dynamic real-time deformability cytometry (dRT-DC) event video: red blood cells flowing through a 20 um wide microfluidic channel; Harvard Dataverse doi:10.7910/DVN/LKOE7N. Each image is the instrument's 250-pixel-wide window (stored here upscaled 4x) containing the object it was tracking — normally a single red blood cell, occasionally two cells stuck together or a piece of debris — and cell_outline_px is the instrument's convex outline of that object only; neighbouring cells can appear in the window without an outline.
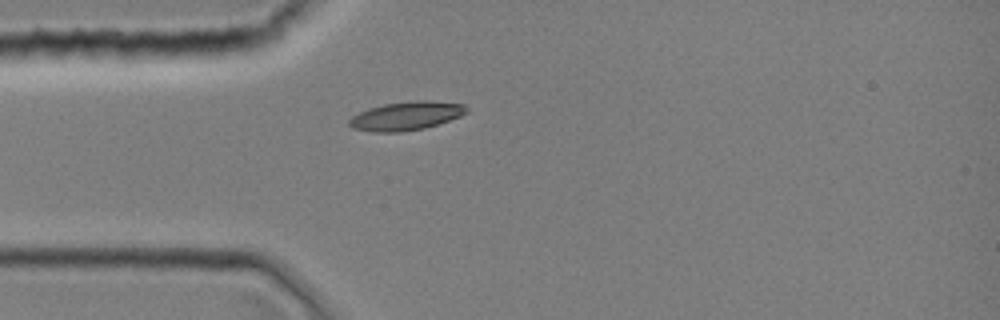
{"species": "common noctule bat (a hibernating species)", "species_latin": "Nyctalus noctula", "temperature_condition": "room temperature", "stored_images_in_passage": 1, "camera_frame_rate_fps": 3000, "um_per_image_px": 0.085, "animal": {"sex": "female", "body_mass_g": 19.0, "forearm_length_mm": 51.5}, "frame": {"image": 1, "passage_image": 1, "time_ms": 0.0, "image_size_px": [1000, 320], "cell_outline_px": [[468, 112], [460, 116], [424, 128], [400, 132], [372, 132], [352, 128], [348, 124], [348, 120], [352, 116], [368, 108], [384, 104], [416, 100], [424, 100], [464, 104], [468, 108]], "centroid_in_image_um": [34.5, 9.85], "position_along_channel_um": 50.5, "area_um2": 19.48}}